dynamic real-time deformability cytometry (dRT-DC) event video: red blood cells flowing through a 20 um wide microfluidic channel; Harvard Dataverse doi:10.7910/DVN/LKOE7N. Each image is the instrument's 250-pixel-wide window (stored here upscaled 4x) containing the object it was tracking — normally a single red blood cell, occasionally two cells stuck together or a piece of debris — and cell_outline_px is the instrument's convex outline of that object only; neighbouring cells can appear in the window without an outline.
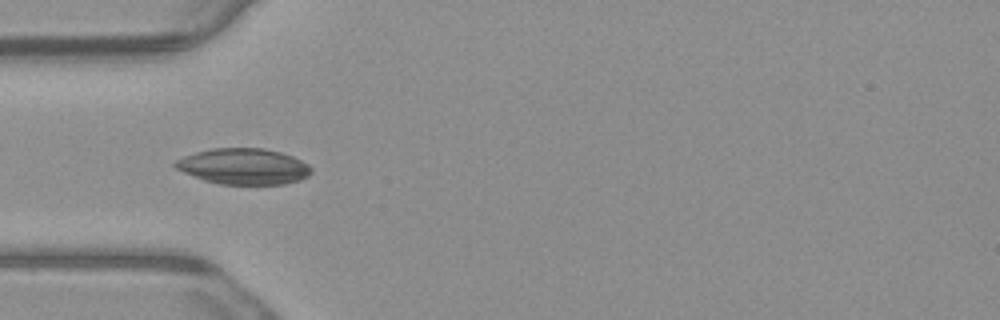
{"species": "common noctule bat (a hibernating species)", "species_latin": "Nyctalus noctula", "temperature_condition": "warm", "stored_images_in_passage": 9, "camera_frame_rate_fps": 3000, "um_per_image_px": 0.085, "animal": {"sex": "male", "body_mass_g": 23.1, "forearm_length_mm": 52.7}, "frame": {"image": 1, "passage_image": 4, "time_ms": 1.0, "image_size_px": [1000, 320], "cell_outline_px": [[312, 172], [308, 176], [300, 180], [284, 184], [220, 184], [204, 180], [184, 172], [176, 168], [172, 164], [176, 160], [184, 156], [196, 152], [212, 148], [264, 148], [280, 152], [292, 156], [308, 164], [312, 168]], "centroid_in_image_um": [20.72, 14.14], "position_along_channel_um": 64.3, "area_um2": 28.44}}
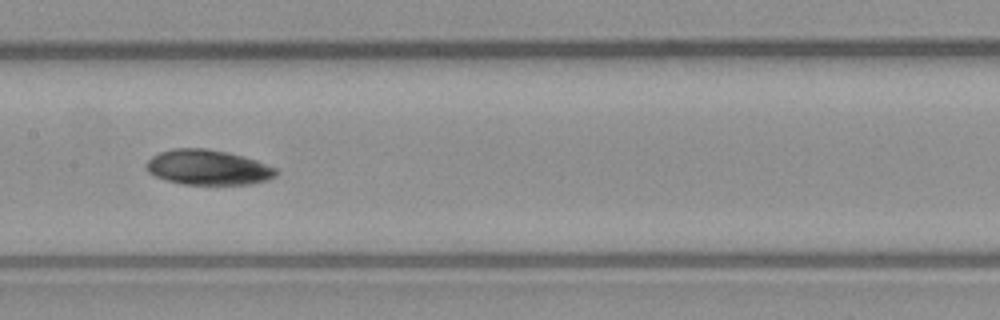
{"frame": {"image": 2, "passage_image": 7, "time_ms": 2.0, "image_size_px": [1000, 320], "cell_outline_px": [[276, 176], [268, 180], [248, 184], [184, 184], [168, 180], [156, 176], [148, 172], [144, 164], [152, 156], [160, 152], [172, 148], [208, 148], [228, 152], [256, 160], [276, 168]], "centroid_in_image_um": [17.66, 14.21], "position_along_channel_um": 189.7, "area_um2": 26.47}}
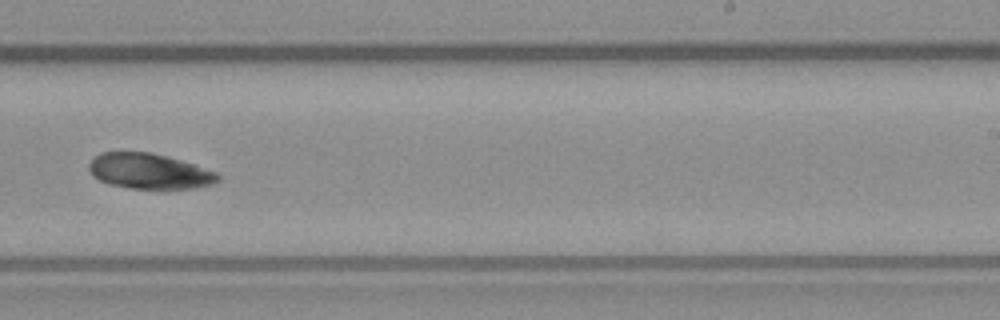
{"frame": {"image": 3, "passage_image": 9, "time_ms": 2.667, "image_size_px": [1000, 320], "cell_outline_px": [[220, 180], [212, 184], [192, 188], [164, 192], [128, 188], [108, 184], [92, 176], [88, 168], [88, 164], [100, 152], [148, 152], [196, 164], [216, 172], [220, 176]], "centroid_in_image_um": [12.71, 14.6], "position_along_channel_um": 276.3, "area_um2": 27.4}}